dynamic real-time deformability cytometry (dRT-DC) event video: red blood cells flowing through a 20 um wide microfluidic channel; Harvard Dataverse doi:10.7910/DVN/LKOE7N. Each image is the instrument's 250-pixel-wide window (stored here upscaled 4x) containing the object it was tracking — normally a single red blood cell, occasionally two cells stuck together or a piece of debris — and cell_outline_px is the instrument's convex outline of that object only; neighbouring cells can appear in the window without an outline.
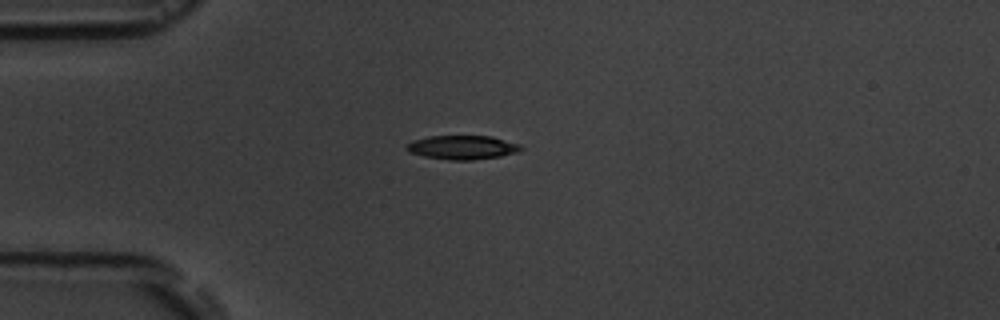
{"species": "common noctule bat (a hibernating species)", "species_latin": "Nyctalus noctula", "temperature_condition": "room temperature", "stored_images_in_passage": 5, "camera_frame_rate_fps": 3000, "um_per_image_px": 0.085, "animal": {"sex": "male", "body_mass_g": 19.5, "forearm_length_mm": 54.6}, "frame": {"image": 1, "passage_image": 1, "time_ms": 0.0, "image_size_px": [1000, 320], "cell_outline_px": [[524, 148], [516, 152], [500, 156], [472, 160], [448, 160], [424, 156], [408, 152], [404, 148], [404, 144], [412, 140], [428, 136], [492, 136], [520, 144]], "centroid_in_image_um": [39.25, 12.52], "position_along_channel_um": 45.8, "area_um2": 16.13}}
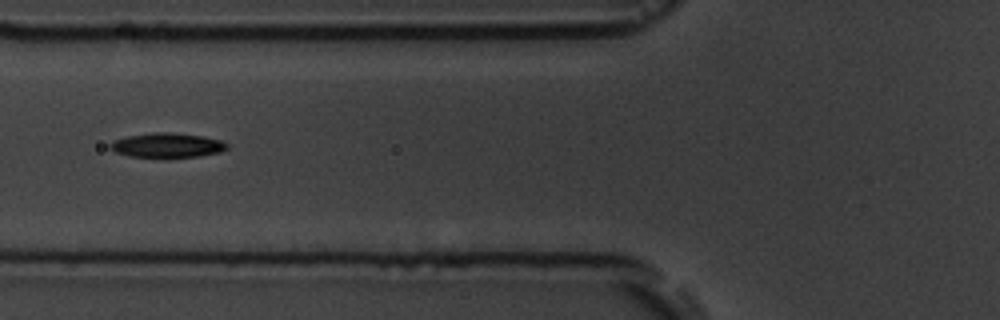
{"frame": {"image": 2, "passage_image": 3, "time_ms": 2.333, "image_size_px": [1000, 320], "cell_outline_px": [[228, 148], [220, 152], [200, 156], [128, 156], [116, 152], [108, 148], [108, 144], [112, 140], [128, 136], [152, 132], [172, 132], [204, 136], [220, 140], [228, 144]], "centroid_in_image_um": [14.19, 12.32], "position_along_channel_um": 111.6, "area_um2": 16.59}}
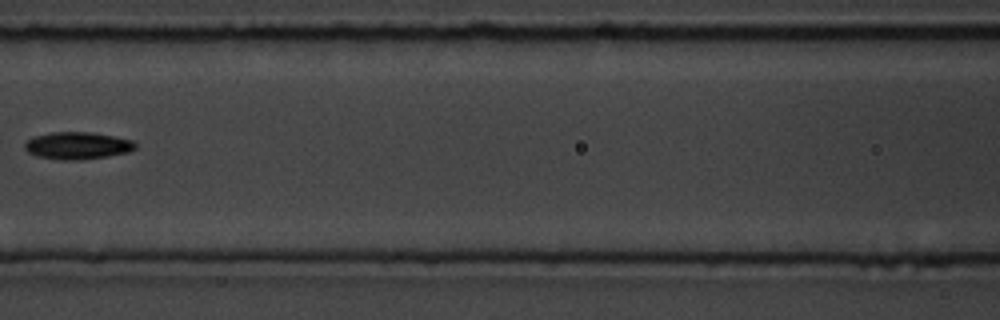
{"frame": {"image": 3, "passage_image": 4, "time_ms": 3.667, "image_size_px": [1000, 320], "cell_outline_px": [[136, 148], [128, 152], [108, 156], [76, 160], [64, 160], [36, 156], [28, 152], [24, 148], [24, 144], [32, 136], [52, 132], [92, 132], [132, 140], [136, 144]], "centroid_in_image_um": [6.56, 12.37], "position_along_channel_um": 160.0, "area_um2": 17.51}}